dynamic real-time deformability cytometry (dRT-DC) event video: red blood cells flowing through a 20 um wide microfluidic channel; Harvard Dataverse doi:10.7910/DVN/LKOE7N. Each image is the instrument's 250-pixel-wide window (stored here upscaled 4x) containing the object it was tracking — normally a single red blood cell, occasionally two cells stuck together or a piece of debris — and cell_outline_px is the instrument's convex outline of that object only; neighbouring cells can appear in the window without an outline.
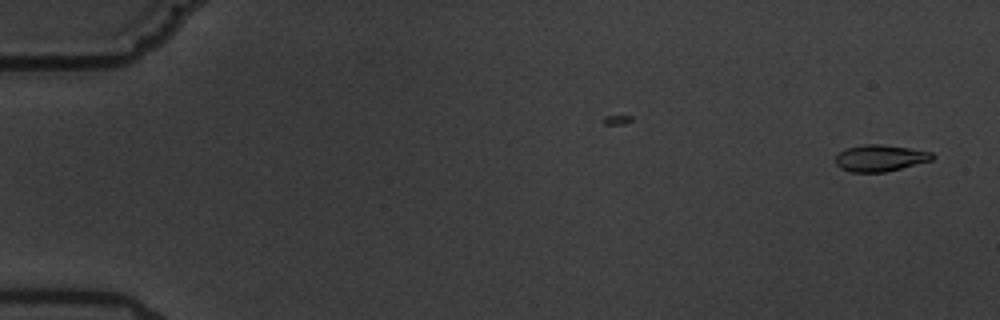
{"species": "common noctule bat (a hibernating species)", "species_latin": "Nyctalus noctula", "temperature_condition": "warm", "stored_images_in_passage": 3, "camera_frame_rate_fps": 3000, "um_per_image_px": 0.085, "animal": {"sex": "male", "body_mass_g": 19.5, "forearm_length_mm": 54.6}, "frame": {"image": 1, "passage_image": 3, "time_ms": 2.333, "image_size_px": [1000, 320], "cell_outline_px": [[936, 156], [932, 160], [884, 172], [852, 172], [840, 168], [836, 164], [836, 156], [840, 152], [848, 148], [864, 144], [880, 144], [908, 148], [932, 152]], "centroid_in_image_um": [74.82, 13.43], "position_along_channel_um": 10.2, "area_um2": 14.8}}